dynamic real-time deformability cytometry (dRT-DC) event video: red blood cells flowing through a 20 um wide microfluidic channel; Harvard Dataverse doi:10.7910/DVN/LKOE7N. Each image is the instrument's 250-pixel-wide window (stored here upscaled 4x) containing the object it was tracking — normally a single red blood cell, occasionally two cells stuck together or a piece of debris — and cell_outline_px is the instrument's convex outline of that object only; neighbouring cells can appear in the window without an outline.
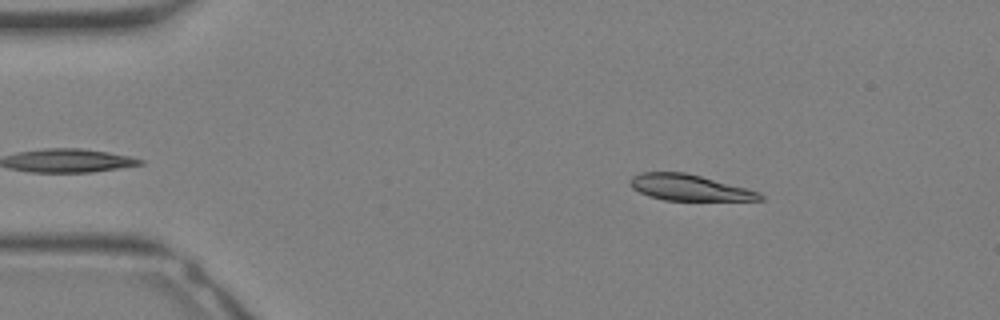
{"species": "Egyptian fruit bat (a non-hibernating species)", "species_latin": "Rousettus aegyptiacus", "temperature_condition": "warm", "stored_images_in_passage": 8, "camera_frame_rate_fps": 3000, "um_per_image_px": 0.085, "animal": {"sex": "female"}, "frame": {"image": 1, "passage_image": 2, "time_ms": 0.333, "image_size_px": [1000, 320], "cell_outline_px": [[764, 200], [664, 200], [648, 196], [632, 188], [628, 184], [628, 180], [632, 176], [640, 172], [684, 172], [700, 176], [760, 192], [764, 196]], "centroid_in_image_um": [58.53, 15.94], "position_along_channel_um": 26.5, "area_um2": 19.59}}